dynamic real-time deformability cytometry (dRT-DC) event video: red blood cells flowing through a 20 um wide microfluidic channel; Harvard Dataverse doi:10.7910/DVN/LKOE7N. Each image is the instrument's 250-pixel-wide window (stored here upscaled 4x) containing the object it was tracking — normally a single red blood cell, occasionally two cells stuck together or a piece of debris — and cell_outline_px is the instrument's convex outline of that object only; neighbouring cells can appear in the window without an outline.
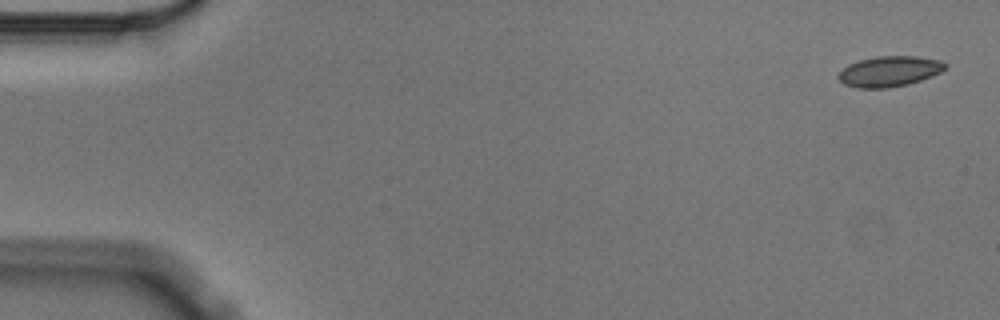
{"species": "Egyptian fruit bat (a non-hibernating species)", "species_latin": "Rousettus aegyptiacus", "temperature_condition": "cold", "stored_images_in_passage": 4, "camera_frame_rate_fps": 3000, "um_per_image_px": 0.085, "animal": {"sex": "male"}, "frame": {"image": 1, "passage_image": 1, "time_ms": 0.0, "image_size_px": [1000, 320], "cell_outline_px": [[948, 68], [932, 76], [908, 84], [888, 88], [856, 88], [844, 84], [836, 76], [848, 64], [860, 60], [876, 56], [916, 56], [940, 60], [948, 64]], "centroid_in_image_um": [75.61, 6.06], "position_along_channel_um": 9.4, "area_um2": 19.07}}
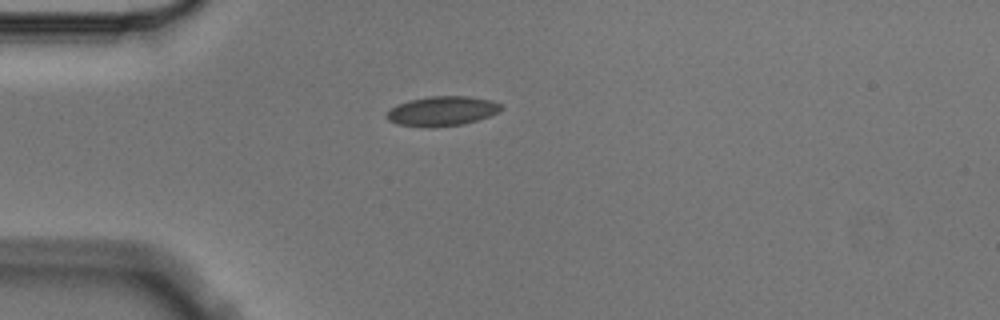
{"frame": {"image": 2, "passage_image": 4, "time_ms": 1.0, "image_size_px": [1000, 320], "cell_outline_px": [[504, 108], [500, 112], [464, 124], [428, 128], [424, 128], [396, 124], [388, 120], [384, 116], [396, 104], [408, 100], [428, 96], [468, 96], [492, 100], [504, 104]], "centroid_in_image_um": [37.58, 9.44], "position_along_channel_um": 47.4, "area_um2": 20.17}}